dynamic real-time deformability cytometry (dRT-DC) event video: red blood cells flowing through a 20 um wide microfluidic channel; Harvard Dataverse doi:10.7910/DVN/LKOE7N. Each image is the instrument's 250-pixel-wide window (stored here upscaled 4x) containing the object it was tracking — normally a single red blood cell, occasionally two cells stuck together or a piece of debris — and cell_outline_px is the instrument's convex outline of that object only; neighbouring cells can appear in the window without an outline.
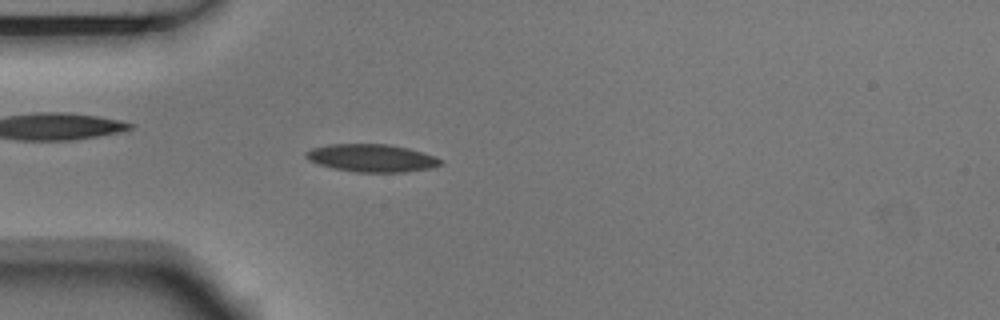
{"species": "Egyptian fruit bat (a non-hibernating species)", "species_latin": "Rousettus aegyptiacus", "temperature_condition": "room temperature", "stored_images_in_passage": 3, "camera_frame_rate_fps": 3000, "um_per_image_px": 0.085, "animal": {"sex": "male"}, "frame": {"image": 1, "passage_image": 3, "time_ms": 0.667, "image_size_px": [1000, 320], "cell_outline_px": [[444, 164], [432, 168], [404, 172], [352, 172], [332, 168], [308, 160], [304, 156], [304, 152], [312, 148], [328, 144], [388, 144], [408, 148], [444, 160]], "centroid_in_image_um": [31.58, 13.44], "position_along_channel_um": 53.4, "area_um2": 21.85}}